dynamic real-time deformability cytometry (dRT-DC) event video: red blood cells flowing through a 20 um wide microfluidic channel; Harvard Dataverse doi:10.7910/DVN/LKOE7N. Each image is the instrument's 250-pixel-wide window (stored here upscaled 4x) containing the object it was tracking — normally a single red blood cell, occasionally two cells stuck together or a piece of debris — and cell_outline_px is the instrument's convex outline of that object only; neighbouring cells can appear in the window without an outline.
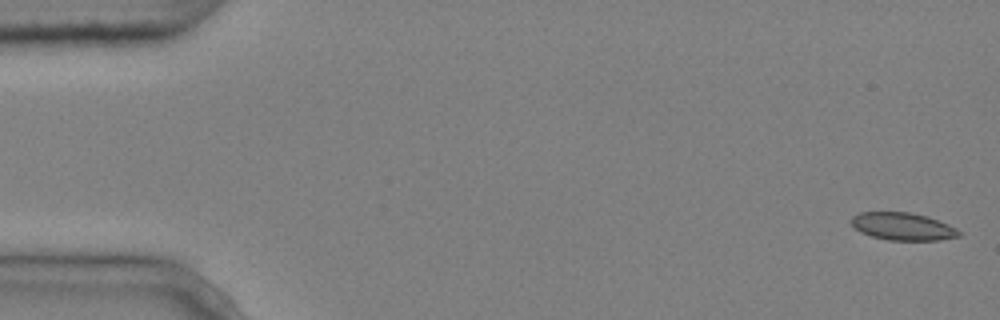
{"species": "common noctule bat (a hibernating species)", "species_latin": "Nyctalus noctula", "temperature_condition": "cold", "stored_images_in_passage": 5, "camera_frame_rate_fps": 3000, "um_per_image_px": 0.085, "animal": {"sex": "male", "body_mass_g": 20.4}, "frame": {"image": 1, "passage_image": 1, "time_ms": 0.0, "image_size_px": [1000, 320], "cell_outline_px": [[960, 236], [940, 240], [888, 240], [872, 236], [860, 232], [852, 224], [852, 216], [860, 212], [908, 212], [924, 216], [948, 224], [956, 228], [960, 232]], "centroid_in_image_um": [76.73, 19.25], "position_along_channel_um": 8.3, "area_um2": 17.05}}
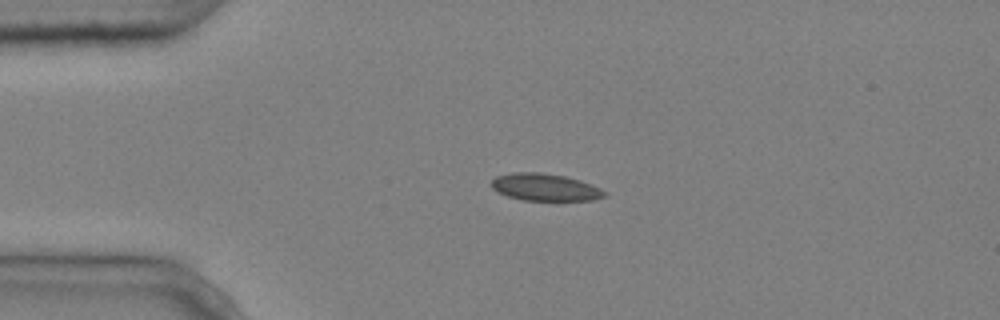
{"frame": {"image": 2, "passage_image": 4, "time_ms": 1.0, "image_size_px": [1000, 320], "cell_outline_px": [[608, 192], [604, 196], [592, 200], [524, 200], [508, 196], [492, 188], [492, 180], [496, 176], [512, 172], [540, 172], [564, 176], [580, 180], [600, 188]], "centroid_in_image_um": [46.33, 15.9], "position_along_channel_um": 38.7, "area_um2": 17.74}}